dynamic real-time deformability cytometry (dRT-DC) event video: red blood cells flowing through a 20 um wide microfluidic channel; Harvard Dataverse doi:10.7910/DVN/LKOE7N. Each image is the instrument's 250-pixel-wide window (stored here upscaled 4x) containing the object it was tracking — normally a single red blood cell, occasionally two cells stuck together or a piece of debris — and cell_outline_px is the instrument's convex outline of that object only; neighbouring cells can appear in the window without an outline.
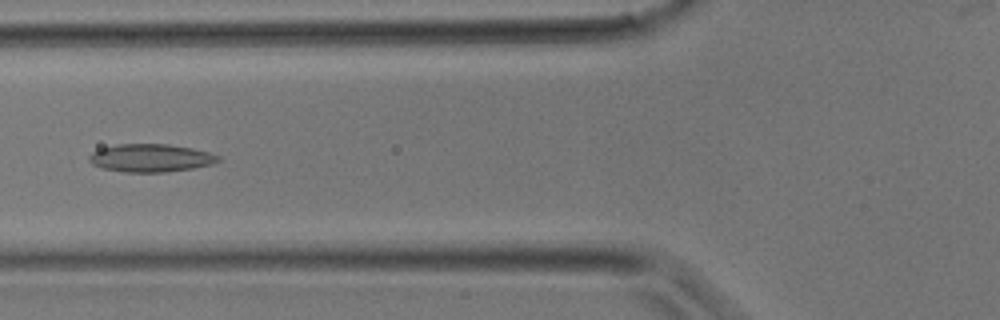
{"species": "common noctule bat (a hibernating species)", "species_latin": "Nyctalus noctula", "temperature_condition": "room temperature", "stored_images_in_passage": 28, "camera_frame_rate_fps": 3000, "um_per_image_px": 0.085, "animal": {"sex": "male", "body_mass_g": 17.9}, "frame": {"image": 1, "passage_image": 7, "time_ms": 2.0, "image_size_px": [1000, 320], "cell_outline_px": [[220, 160], [212, 164], [192, 168], [164, 172], [124, 172], [104, 168], [92, 164], [88, 160], [88, 156], [92, 152], [100, 148], [116, 144], [168, 144], [192, 148], [208, 152], [220, 156]], "centroid_in_image_um": [12.79, 13.42], "position_along_channel_um": 113.0, "area_um2": 20.98}}
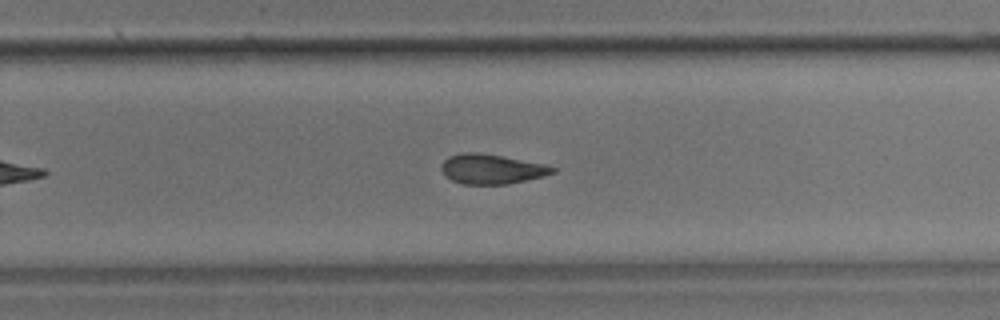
{"frame": {"image": 2, "passage_image": 16, "time_ms": 5.0, "image_size_px": [1000, 320], "cell_outline_px": [[556, 172], [544, 176], [508, 184], [464, 184], [452, 180], [440, 168], [444, 160], [448, 156], [460, 152], [476, 152], [500, 156], [544, 164], [556, 168]], "centroid_in_image_um": [41.78, 14.36], "position_along_channel_um": 288.0, "area_um2": 19.07}}
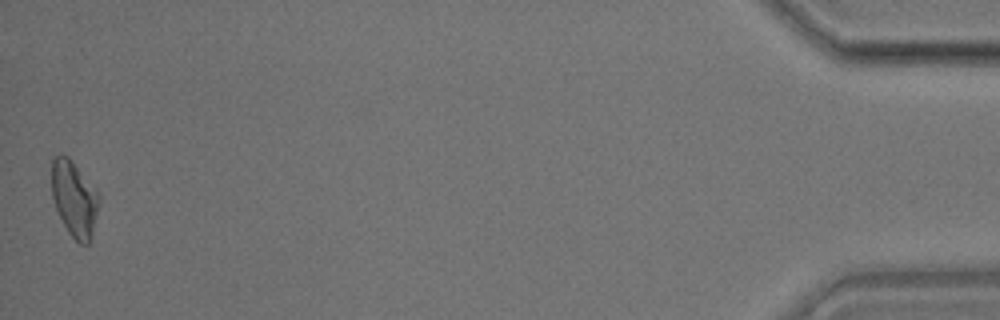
{"frame": {"image": 3, "passage_image": 28, "time_ms": 9.0, "image_size_px": [1000, 320], "cell_outline_px": [[100, 200], [92, 236], [88, 244], [80, 244], [68, 232], [56, 208], [52, 196], [52, 160], [60, 152], [68, 156], [72, 160], [100, 196]], "centroid_in_image_um": [6.31, 16.88], "position_along_channel_um": 428.9, "area_um2": 20.69}}